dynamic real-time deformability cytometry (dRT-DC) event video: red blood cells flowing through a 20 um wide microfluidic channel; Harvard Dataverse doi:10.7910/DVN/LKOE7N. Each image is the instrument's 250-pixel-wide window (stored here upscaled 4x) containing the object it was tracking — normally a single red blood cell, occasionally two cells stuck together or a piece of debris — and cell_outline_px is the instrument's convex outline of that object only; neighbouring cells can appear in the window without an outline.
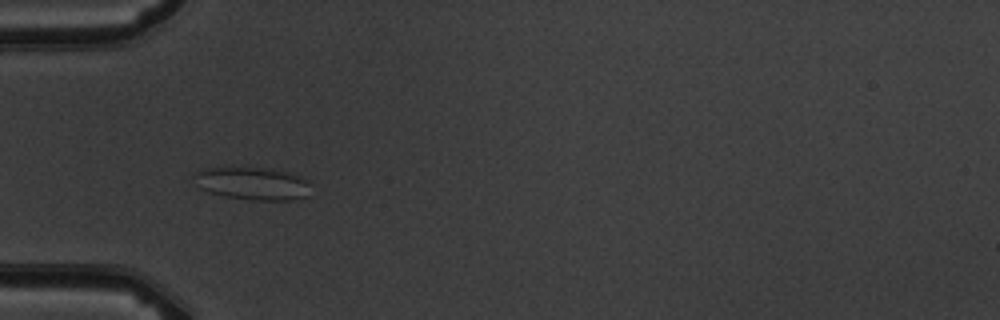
{"species": "common noctule bat (a hibernating species)", "species_latin": "Nyctalus noctula", "temperature_condition": "warm", "stored_images_in_passage": 6, "camera_frame_rate_fps": 3000, "um_per_image_px": 0.085, "animal": {"sex": "male", "body_mass_g": 19.5, "forearm_length_mm": 54.6}, "frame": {"image": 1, "passage_image": 4, "time_ms": 4.0, "image_size_px": [1000, 320], "cell_outline_px": [[308, 196], [292, 200], [252, 200], [224, 196], [208, 192], [200, 188], [192, 176], [192, 172], [200, 168], [272, 168], [304, 176], [308, 180]], "centroid_in_image_um": [21.45, 15.59], "position_along_channel_um": 63.6, "area_um2": 22.54}}
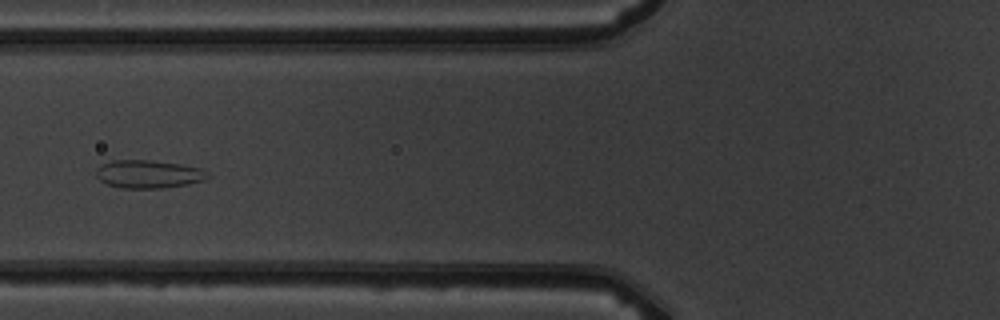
{"frame": {"image": 2, "passage_image": 5, "time_ms": 5.333, "image_size_px": [1000, 320], "cell_outline_px": [[208, 176], [204, 180], [188, 184], [160, 188], [120, 188], [108, 184], [100, 180], [96, 176], [96, 168], [100, 164], [112, 160], [152, 160], [180, 164], [200, 168]], "centroid_in_image_um": [12.55, 14.79], "position_along_channel_um": 113.2, "area_um2": 18.15}}